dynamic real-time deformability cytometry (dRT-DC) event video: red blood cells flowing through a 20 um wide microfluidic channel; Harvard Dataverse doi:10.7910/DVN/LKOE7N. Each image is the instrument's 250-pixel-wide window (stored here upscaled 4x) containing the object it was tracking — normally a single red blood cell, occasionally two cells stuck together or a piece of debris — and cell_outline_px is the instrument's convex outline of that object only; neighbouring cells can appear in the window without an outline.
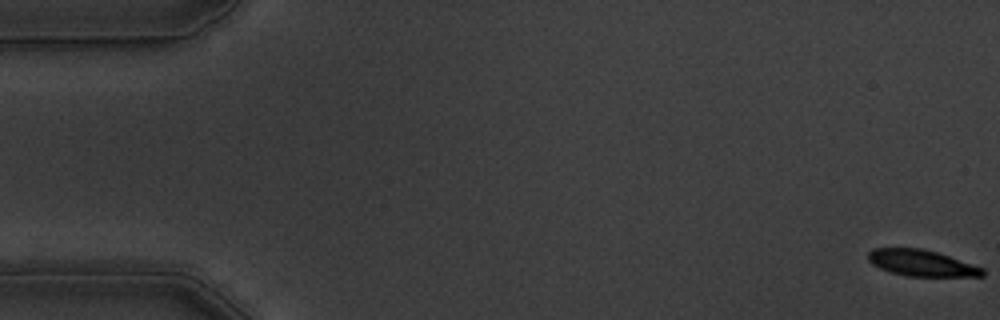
{"species": "common noctule bat (a hibernating species)", "species_latin": "Nyctalus noctula", "temperature_condition": "warm", "stored_images_in_passage": 59, "segment_of_instrument_passage": [1, 2], "camera_frame_rate_fps": 3000, "um_per_image_px": 0.085, "animal": {"sex": "male", "body_mass_g": 19.5, "forearm_length_mm": 54.6}, "frame": {"image": 1, "passage_image": 1, "time_ms": 0.0, "image_size_px": [1000, 320], "cell_outline_px": [[984, 276], [908, 276], [892, 272], [880, 268], [872, 264], [868, 260], [868, 252], [872, 248], [920, 248], [936, 252], [984, 268]], "centroid_in_image_um": [78.31, 22.35], "position_along_channel_um": 6.7, "area_um2": 17.28}}
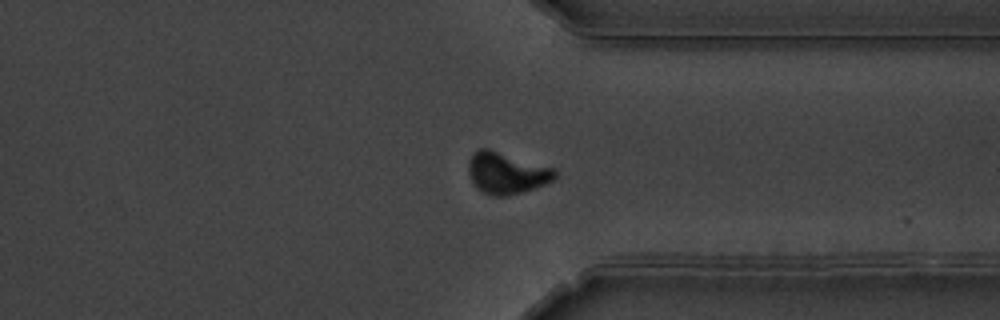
{"frame": {"image": 2, "passage_image": 44, "time_ms": 14.333, "image_size_px": [1000, 320], "cell_outline_px": [[556, 176], [552, 180], [544, 184], [508, 196], [492, 196], [476, 188], [468, 172], [468, 160], [472, 152], [480, 148], [488, 148], [556, 168]], "centroid_in_image_um": [43.03, 14.68], "position_along_channel_um": 368.4, "area_um2": 20.98}}
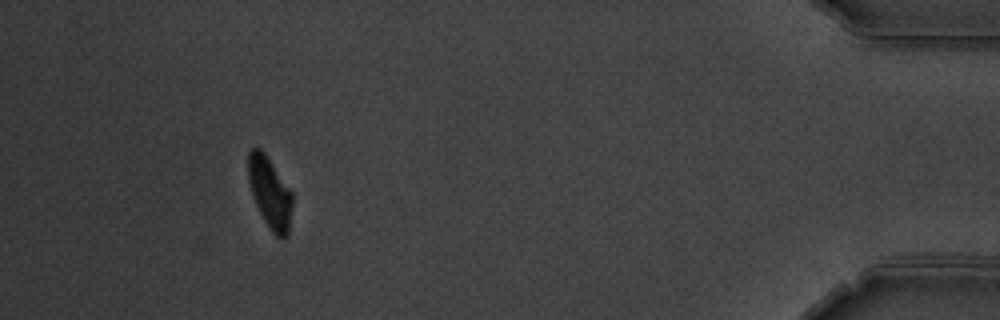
{"frame": {"image": 3, "passage_image": 53, "time_ms": 17.333, "image_size_px": [1000, 320], "cell_outline_px": [[292, 204], [288, 236], [284, 240], [280, 240], [268, 228], [252, 196], [248, 180], [248, 152], [256, 144], [264, 152], [292, 192]], "centroid_in_image_um": [22.93, 16.39], "position_along_channel_um": 412.3, "area_um2": 18.5}}